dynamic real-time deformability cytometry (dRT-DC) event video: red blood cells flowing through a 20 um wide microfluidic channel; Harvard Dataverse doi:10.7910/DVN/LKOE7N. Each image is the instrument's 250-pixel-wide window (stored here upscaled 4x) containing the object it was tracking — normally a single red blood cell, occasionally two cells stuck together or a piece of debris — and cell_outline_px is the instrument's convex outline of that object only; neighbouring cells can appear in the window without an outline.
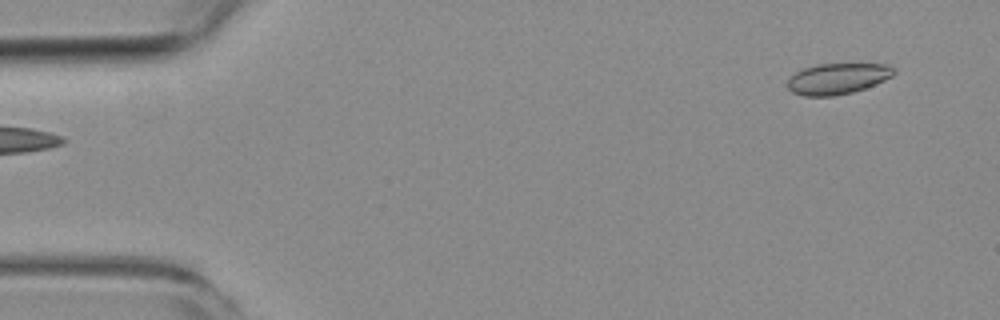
{"species": "common noctule bat (a hibernating species)", "species_latin": "Nyctalus noctula", "temperature_condition": "room temperature", "stored_images_in_passage": 2, "camera_frame_rate_fps": 3000, "um_per_image_px": 0.085, "animal": {"sex": "female", "body_mass_g": 19.3, "forearm_length_mm": 54.1}, "frame": {"image": 1, "passage_image": 2, "time_ms": 1.0, "image_size_px": [1000, 320], "cell_outline_px": [[896, 72], [892, 76], [884, 80], [864, 88], [852, 92], [832, 96], [804, 96], [792, 92], [788, 88], [788, 80], [796, 72], [804, 68], [816, 64], [888, 64], [896, 68]], "centroid_in_image_um": [71.21, 6.68], "position_along_channel_um": 13.8, "area_um2": 19.07}}